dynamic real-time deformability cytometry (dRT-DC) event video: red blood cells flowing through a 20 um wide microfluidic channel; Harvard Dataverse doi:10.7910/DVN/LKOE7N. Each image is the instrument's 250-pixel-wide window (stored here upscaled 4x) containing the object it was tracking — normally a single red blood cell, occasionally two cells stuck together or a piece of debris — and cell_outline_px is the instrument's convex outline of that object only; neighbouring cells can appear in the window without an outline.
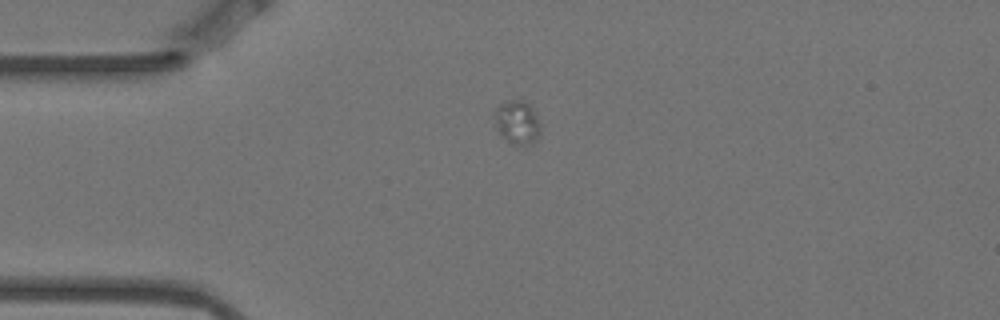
{"species": "Egyptian fruit bat (a non-hibernating species)", "species_latin": "Rousettus aegyptiacus", "temperature_condition": "warm", "stored_images_in_passage": 2, "camera_frame_rate_fps": 3000, "um_per_image_px": 0.085, "animal": {"sex": "female"}, "frame": {"image": 1, "passage_image": 1, "time_ms": 0.0, "image_size_px": [1000, 320], "cell_outline_px": [[540, 132], [536, 140], [532, 144], [516, 144], [508, 140], [496, 128], [496, 104], [512, 100], [524, 100], [536, 112], [540, 124]], "centroid_in_image_um": [44.0, 10.36], "position_along_channel_um": 41.0, "area_um2": 11.44}}